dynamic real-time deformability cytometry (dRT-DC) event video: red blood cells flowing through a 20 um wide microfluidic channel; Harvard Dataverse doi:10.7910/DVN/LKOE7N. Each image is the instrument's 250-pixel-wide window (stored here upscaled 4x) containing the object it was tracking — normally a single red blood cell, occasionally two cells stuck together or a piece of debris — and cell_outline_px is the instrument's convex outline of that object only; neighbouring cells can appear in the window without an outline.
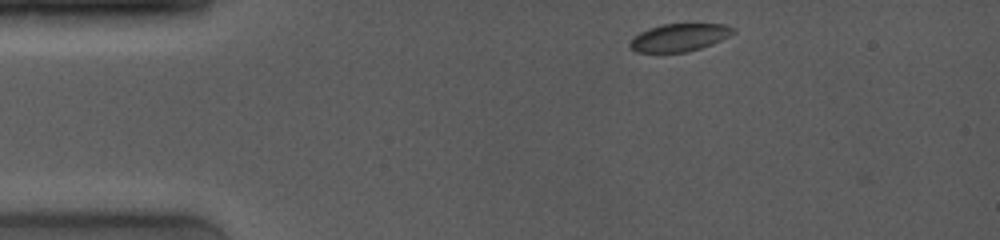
{"species": "common noctule bat (a hibernating species)", "species_latin": "Nyctalus noctula", "temperature_condition": "room temperature", "stored_images_in_passage": 53, "camera_frame_rate_fps": 4000, "um_per_image_px": 0.085, "animal": {"sex": "female", "body_mass_g": 19.0, "forearm_length_mm": 53.3}, "frame": {"image": 1, "passage_image": 1, "time_ms": 0.0, "image_size_px": [1000, 240], "cell_outline_px": [[736, 32], [712, 44], [688, 52], [636, 52], [628, 48], [628, 44], [632, 36], [648, 28], [664, 24], [724, 24], [736, 28]], "centroid_in_image_um": [57.7, 3.19], "position_along_channel_um": 27.3, "area_um2": 16.82}}
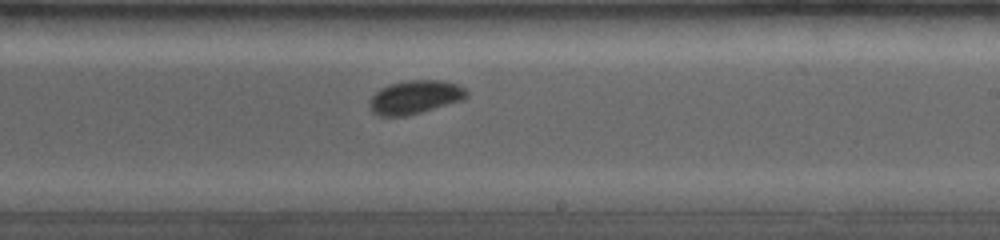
{"frame": {"image": 2, "passage_image": 26, "time_ms": 7.25, "image_size_px": [1000, 240], "cell_outline_px": [[468, 96], [464, 100], [420, 112], [404, 116], [380, 116], [372, 112], [368, 104], [368, 100], [380, 88], [392, 84], [408, 80], [444, 80], [456, 84], [464, 88], [468, 92]], "centroid_in_image_um": [35.28, 8.25], "position_along_channel_um": 253.7, "area_um2": 18.96}}
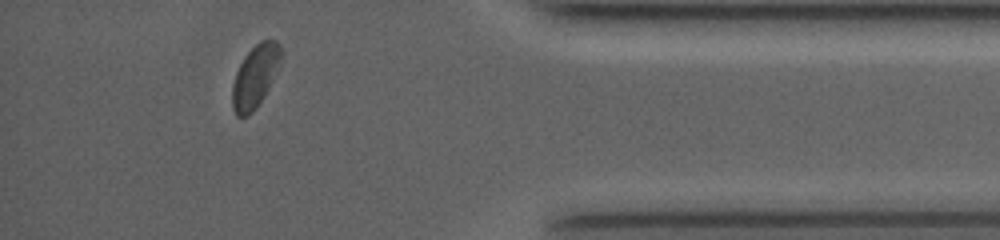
{"frame": {"image": 3, "passage_image": 47, "time_ms": 11.75, "image_size_px": [1000, 240], "cell_outline_px": [[280, 64], [264, 96], [256, 108], [248, 116], [236, 116], [232, 108], [232, 84], [236, 72], [244, 56], [260, 40], [276, 40], [280, 44]], "centroid_in_image_um": [21.66, 6.5], "position_along_channel_um": 413.5, "area_um2": 17.57}, "authors_computed_cell_mechanics": {"area_um2": 18.3804, "velocity_mm_per_s": 3.9723, "shape_relaxation_time_tau1_ms": 1.6404, "shape_relaxation_time_tau2_ms": null, "deformation_change_tau1": 0.0628, "deformation_change_tau2": null}}